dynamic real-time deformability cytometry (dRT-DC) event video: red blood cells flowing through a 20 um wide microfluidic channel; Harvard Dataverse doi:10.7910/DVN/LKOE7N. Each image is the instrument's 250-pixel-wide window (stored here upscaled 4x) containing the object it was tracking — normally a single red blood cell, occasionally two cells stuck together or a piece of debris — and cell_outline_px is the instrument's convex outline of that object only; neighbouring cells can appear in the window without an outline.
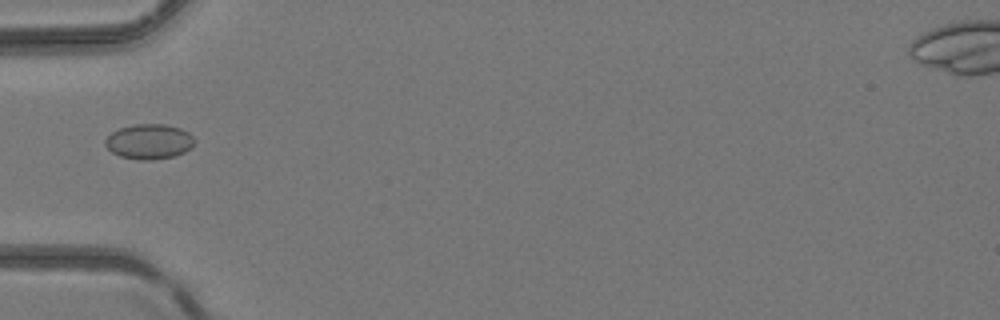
{"species": "common noctule bat (a hibernating species)", "species_latin": "Nyctalus noctula", "temperature_condition": "room temperature", "stored_images_in_passage": 1, "camera_frame_rate_fps": 3000, "um_per_image_px": 0.085, "animal": {"sex": "female", "body_mass_g": 24.6, "forearm_length_mm": 56.2}, "frame": {"image": 1, "passage_image": 1, "time_ms": 0.0, "image_size_px": [1000, 320], "cell_outline_px": [[196, 140], [192, 148], [176, 156], [152, 160], [140, 160], [120, 156], [112, 152], [104, 144], [104, 140], [112, 132], [120, 128], [136, 124], [164, 124], [180, 128], [188, 132]], "centroid_in_image_um": [12.7, 12.04], "position_along_channel_um": 72.3, "area_um2": 18.32}}